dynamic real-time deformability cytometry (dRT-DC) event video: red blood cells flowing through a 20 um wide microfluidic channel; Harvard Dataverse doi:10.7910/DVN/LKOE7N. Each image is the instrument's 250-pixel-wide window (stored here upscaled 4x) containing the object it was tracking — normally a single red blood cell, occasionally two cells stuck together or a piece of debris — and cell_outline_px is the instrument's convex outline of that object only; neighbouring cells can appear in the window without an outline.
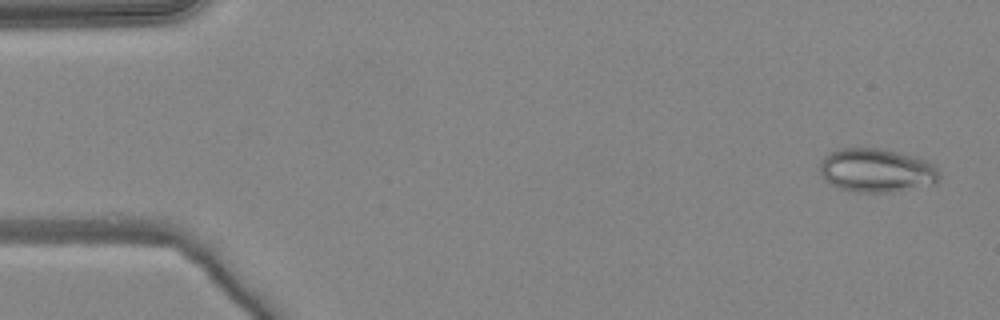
{"species": "common noctule bat (a hibernating species)", "species_latin": "Nyctalus noctula", "temperature_condition": "warm", "stored_images_in_passage": 5, "camera_frame_rate_fps": 3000, "um_per_image_px": 0.085, "animal": {"sex": "female", "body_mass_g": 24.6, "forearm_length_mm": 56.2}, "frame": {"image": 1, "passage_image": 1, "time_ms": 0.0, "image_size_px": [1000, 320], "cell_outline_px": [[940, 176], [936, 184], [892, 192], [856, 192], [840, 188], [832, 184], [820, 172], [820, 160], [828, 152], [840, 148], [880, 148], [900, 152], [916, 156], [928, 160], [936, 168]], "centroid_in_image_um": [74.53, 14.47], "position_along_channel_um": 10.5, "area_um2": 30.63}}